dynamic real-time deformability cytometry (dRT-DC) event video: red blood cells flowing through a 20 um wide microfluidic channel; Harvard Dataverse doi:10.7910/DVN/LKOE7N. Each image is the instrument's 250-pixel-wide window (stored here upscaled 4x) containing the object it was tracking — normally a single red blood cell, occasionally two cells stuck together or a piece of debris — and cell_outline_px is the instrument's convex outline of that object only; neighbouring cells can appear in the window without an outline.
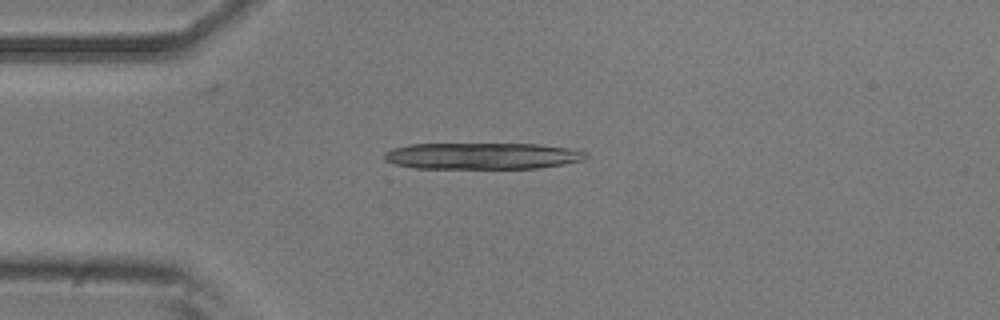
{"species": "common noctule bat (a hibernating species)", "species_latin": "Nyctalus noctula", "temperature_condition": "room temperature", "stored_images_in_passage": 6, "camera_frame_rate_fps": 3000, "um_per_image_px": 0.085, "animal": {"sex": "male", "body_mass_g": 20.5, "forearm_length_mm": 52.5}, "frame": {"image": 1, "passage_image": 3, "time_ms": 2.0, "image_size_px": [1000, 320], "cell_outline_px": [[588, 156], [584, 160], [564, 164], [540, 168], [416, 168], [396, 164], [384, 160], [384, 152], [392, 148], [408, 144], [540, 144], [580, 148], [588, 152]], "centroid_in_image_um": [41.09, 13.24], "position_along_channel_um": 43.9, "area_um2": 31.56}}
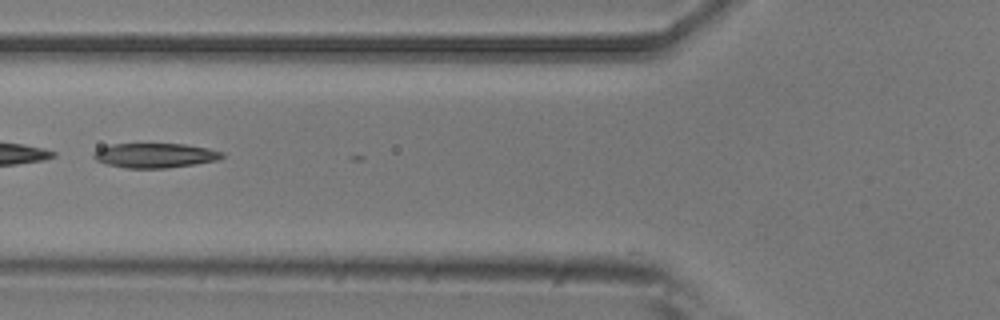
{"frame": {"image": 2, "passage_image": 5, "time_ms": 4.333, "image_size_px": [1000, 320], "cell_outline_px": [[224, 156], [220, 160], [196, 164], [168, 168], [128, 168], [108, 164], [96, 160], [92, 156], [92, 152], [100, 148], [112, 144], [184, 144], [208, 148], [224, 152]], "centroid_in_image_um": [13.21, 13.21], "position_along_channel_um": 112.6, "area_um2": 18.5}}
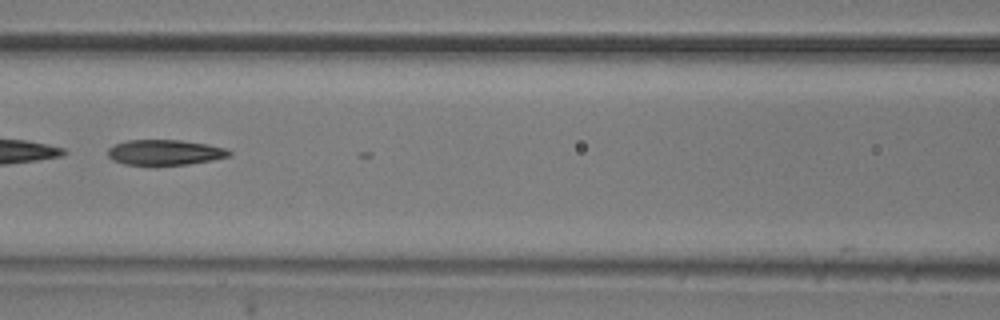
{"frame": {"image": 3, "passage_image": 6, "time_ms": 5.333, "image_size_px": [1000, 320], "cell_outline_px": [[232, 156], [212, 160], [188, 164], [124, 164], [112, 160], [108, 156], [108, 148], [116, 144], [128, 140], [180, 140], [208, 144], [224, 148], [232, 152]], "centroid_in_image_um": [14.03, 12.94], "position_along_channel_um": 152.6, "area_um2": 17.74}}